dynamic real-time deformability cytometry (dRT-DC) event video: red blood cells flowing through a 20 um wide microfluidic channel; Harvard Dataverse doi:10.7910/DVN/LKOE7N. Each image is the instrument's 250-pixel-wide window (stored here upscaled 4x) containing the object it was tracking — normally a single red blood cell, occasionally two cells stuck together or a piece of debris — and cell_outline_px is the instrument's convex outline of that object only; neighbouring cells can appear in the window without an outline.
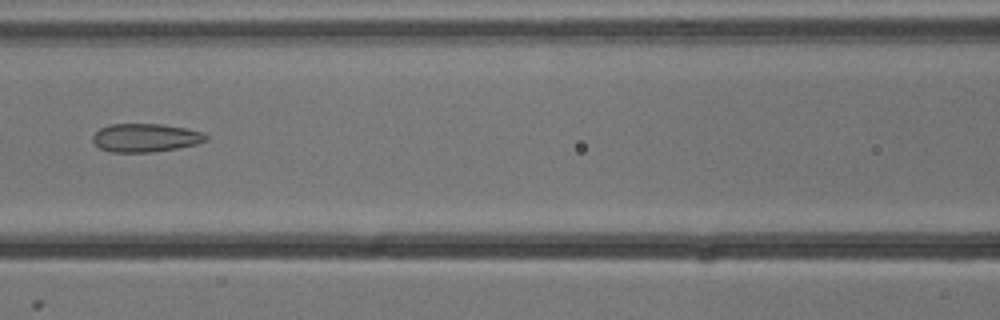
{"species": "common noctule bat (a hibernating species)", "species_latin": "Nyctalus noctula", "temperature_condition": "cold", "stored_images_in_passage": 7, "camera_frame_rate_fps": 3000, "um_per_image_px": 0.085, "animal": {"sex": "male", "body_mass_g": 13.3}, "frame": {"image": 1, "passage_image": 6, "time_ms": 1.667, "image_size_px": [1000, 320], "cell_outline_px": [[208, 140], [196, 144], [176, 148], [152, 152], [112, 152], [100, 148], [92, 140], [92, 136], [100, 128], [108, 124], [160, 124], [184, 128], [204, 132], [208, 136]], "centroid_in_image_um": [12.37, 11.7], "position_along_channel_um": 154.2, "area_um2": 18.67}}
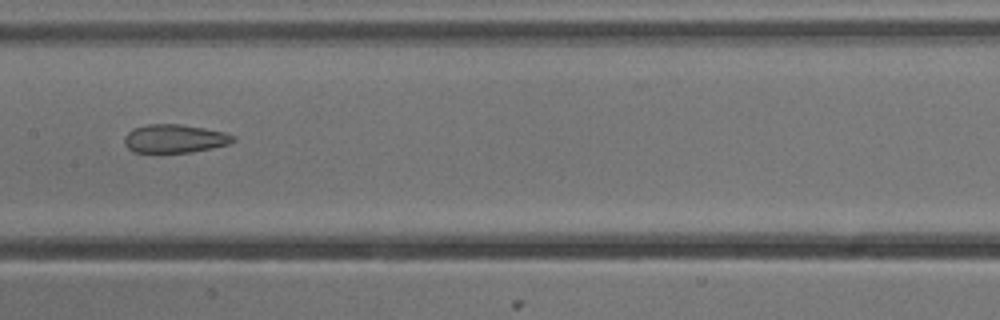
{"frame": {"image": 2, "passage_image": 7, "time_ms": 2.0, "image_size_px": [1000, 320], "cell_outline_px": [[236, 140], [228, 144], [212, 148], [192, 152], [132, 152], [124, 144], [124, 136], [132, 128], [148, 124], [180, 124], [204, 128], [224, 132], [236, 136]], "centroid_in_image_um": [14.83, 11.78], "position_along_channel_um": 192.6, "area_um2": 18.09}}